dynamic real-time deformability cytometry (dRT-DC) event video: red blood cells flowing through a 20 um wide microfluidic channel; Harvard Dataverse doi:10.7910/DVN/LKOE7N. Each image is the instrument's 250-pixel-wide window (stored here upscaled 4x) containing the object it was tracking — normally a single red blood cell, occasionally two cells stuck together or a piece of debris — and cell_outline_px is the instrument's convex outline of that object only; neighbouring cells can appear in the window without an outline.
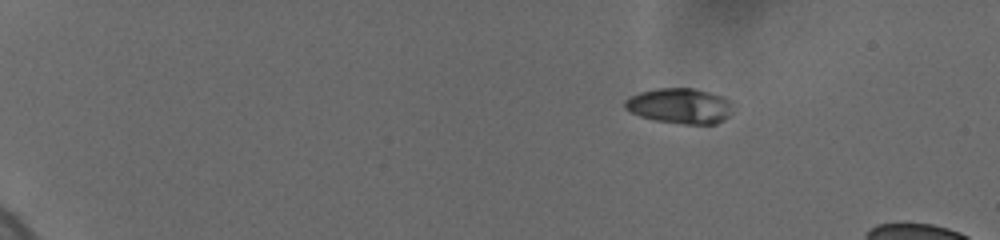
{"species": "human", "species_latin": "Homo sapiens", "temperature_condition": "cold", "stored_images_in_passage": 48, "camera_frame_rate_fps": 3000, "um_per_image_px": 0.085, "donor": {"sex": "female"}, "frame": {"image": 1, "passage_image": 9, "time_ms": 3.333, "image_size_px": [1000, 240], "cell_outline_px": [[732, 104], [728, 116], [724, 120], [716, 124], [684, 124], [656, 120], [640, 116], [624, 108], [624, 100], [640, 92], [660, 88], [692, 88], [724, 96], [732, 100]], "centroid_in_image_um": [57.81, 9.0], "position_along_channel_um": 27.2, "area_um2": 22.2}}
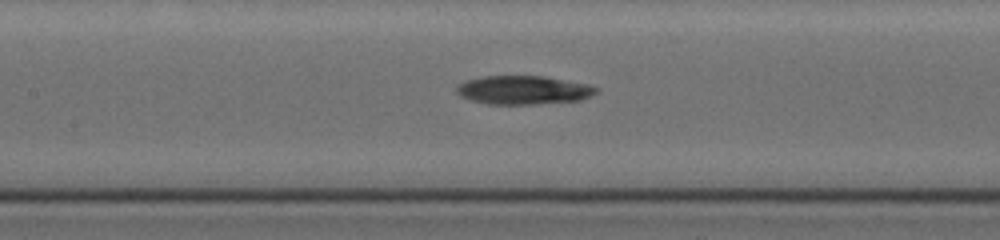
{"frame": {"image": 2, "passage_image": 26, "time_ms": 10.333, "image_size_px": [1000, 240], "cell_outline_px": [[600, 92], [580, 100], [532, 104], [488, 104], [472, 100], [460, 96], [456, 92], [456, 88], [460, 84], [468, 80], [480, 76], [544, 76], [588, 84], [600, 88]], "centroid_in_image_um": [44.53, 7.65], "position_along_channel_um": 162.9, "area_um2": 23.29}}
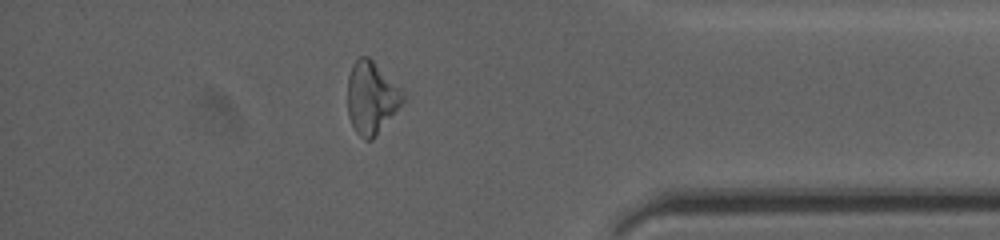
{"frame": {"image": 3, "passage_image": 43, "time_ms": 17.333, "image_size_px": [1000, 240], "cell_outline_px": [[404, 100], [372, 140], [364, 140], [356, 132], [348, 116], [348, 76], [352, 64], [360, 56], [368, 56], [400, 88], [404, 96]], "centroid_in_image_um": [31.53, 8.3], "position_along_channel_um": 403.7, "area_um2": 22.83}, "authors_computed_cell_mechanics": {"area_um2": 22.831, "velocity_mm_per_s": 3.7044, "shape_relaxation_time_tau1_ms": null, "shape_relaxation_time_tau2_ms": 8.6488, "deformation_change_tau1": null, "deformation_change_tau2": 0.1551}}